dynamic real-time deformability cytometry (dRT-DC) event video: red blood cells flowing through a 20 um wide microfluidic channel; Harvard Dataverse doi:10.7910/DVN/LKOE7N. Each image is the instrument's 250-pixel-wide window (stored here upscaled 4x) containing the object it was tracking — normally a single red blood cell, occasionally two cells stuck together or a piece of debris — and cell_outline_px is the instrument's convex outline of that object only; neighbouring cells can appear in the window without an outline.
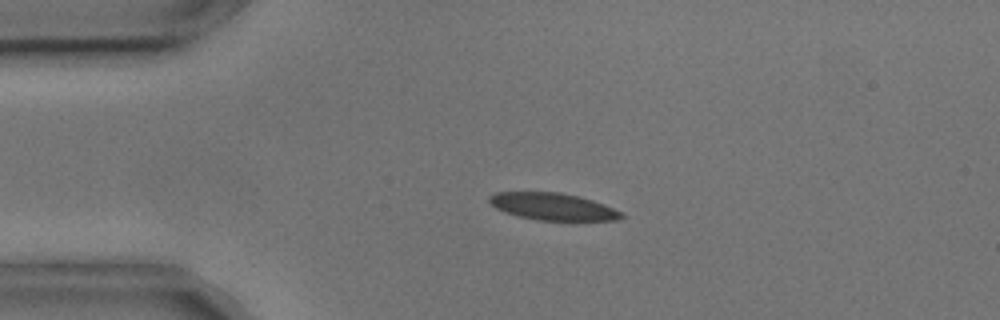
{"species": "common noctule bat (a hibernating species)", "species_latin": "Nyctalus noctula", "temperature_condition": "cold", "stored_images_in_passage": 46, "camera_frame_rate_fps": 3000, "um_per_image_px": 0.085, "animal": {"sex": "male", "body_mass_g": 17.9, "forearm_length_mm": 54.2}, "frame": {"image": 1, "passage_image": 3, "time_ms": 0.667, "image_size_px": [1000, 320], "cell_outline_px": [[624, 216], [616, 220], [536, 220], [504, 212], [496, 208], [488, 200], [488, 196], [496, 192], [560, 192], [592, 200], [604, 204], [624, 212]], "centroid_in_image_um": [46.99, 17.55], "position_along_channel_um": 38.0, "area_um2": 20.75}}
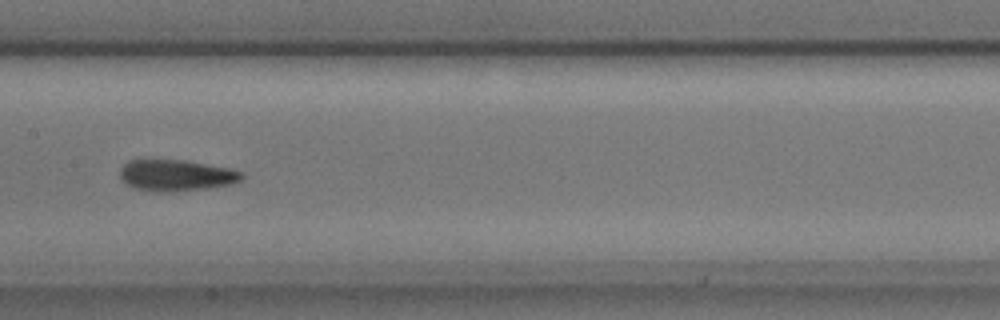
{"frame": {"image": 2, "passage_image": 18, "time_ms": 5.667, "image_size_px": [1000, 320], "cell_outline_px": [[244, 176], [240, 180], [232, 184], [208, 188], [168, 192], [156, 192], [136, 188], [120, 180], [120, 168], [128, 160], [144, 156], [188, 160], [228, 168], [244, 172]], "centroid_in_image_um": [14.91, 14.85], "position_along_channel_um": 192.5, "area_um2": 23.18}}
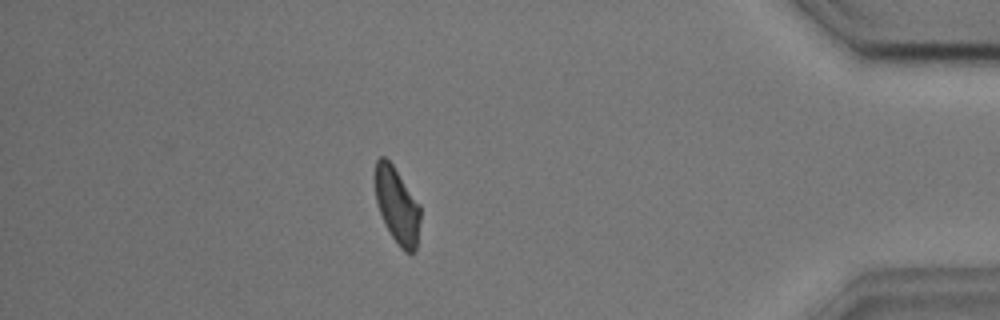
{"frame": {"image": 3, "passage_image": 39, "time_ms": 12.667, "image_size_px": [1000, 320], "cell_outline_px": [[420, 220], [416, 248], [412, 252], [404, 252], [396, 244], [384, 224], [376, 200], [376, 160], [380, 156], [384, 156], [392, 164], [420, 204]], "centroid_in_image_um": [33.76, 17.5], "position_along_channel_um": 401.4, "area_um2": 19.88}, "authors_computed_cell_mechanics": {"area_um2": 21.6461, "velocity_mm_per_s": 3.6128, "shape_relaxation_time_tau1_ms": 4.8302, "shape_relaxation_time_tau2_ms": 3.4324, "deformation_change_tau1": 0.105, "deformation_change_tau2": 0.0996}}